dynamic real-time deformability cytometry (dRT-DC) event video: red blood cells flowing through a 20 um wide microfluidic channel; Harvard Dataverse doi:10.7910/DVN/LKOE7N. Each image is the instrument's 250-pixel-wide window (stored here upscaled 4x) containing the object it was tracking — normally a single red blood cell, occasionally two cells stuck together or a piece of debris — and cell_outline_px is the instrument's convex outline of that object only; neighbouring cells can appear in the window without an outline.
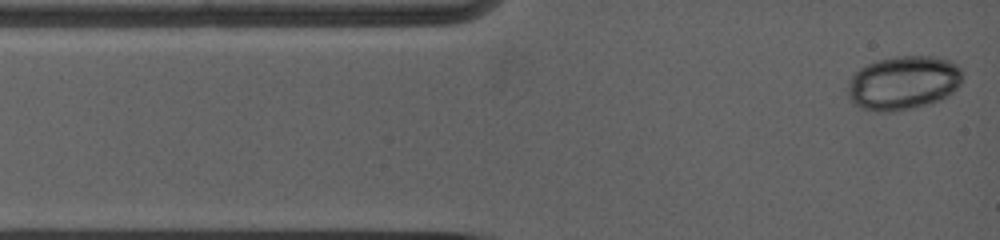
{"species": "common noctule bat (a hibernating species)", "species_latin": "Nyctalus noctula", "temperature_condition": "warm", "stored_images_in_passage": 15, "camera_frame_rate_fps": 5000, "um_per_image_px": 0.085, "animal": {"sex": "female", "body_mass_g": 19.0, "forearm_length_mm": 53.3}, "frame": {"image": 1, "passage_image": 1, "time_ms": 0.0, "image_size_px": [1000, 240], "cell_outline_px": [[960, 84], [948, 96], [932, 104], [916, 108], [896, 112], [876, 112], [860, 108], [852, 104], [848, 96], [848, 80], [860, 68], [876, 60], [896, 56], [936, 56], [952, 60], [960, 68]], "centroid_in_image_um": [76.76, 7.06], "position_along_channel_um": 8.2, "area_um2": 36.65}}
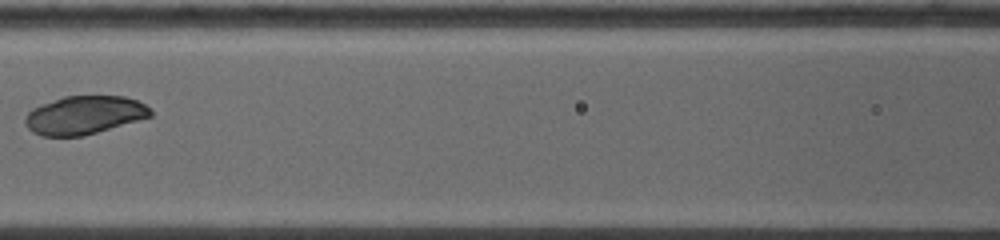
{"frame": {"image": 2, "passage_image": 8, "time_ms": 5.0, "image_size_px": [1000, 240], "cell_outline_px": [[152, 116], [96, 132], [80, 136], [40, 136], [32, 132], [24, 124], [24, 116], [32, 108], [40, 104], [64, 96], [124, 96], [136, 100], [152, 108]], "centroid_in_image_um": [7.12, 9.77], "position_along_channel_um": 159.5, "area_um2": 28.03}}
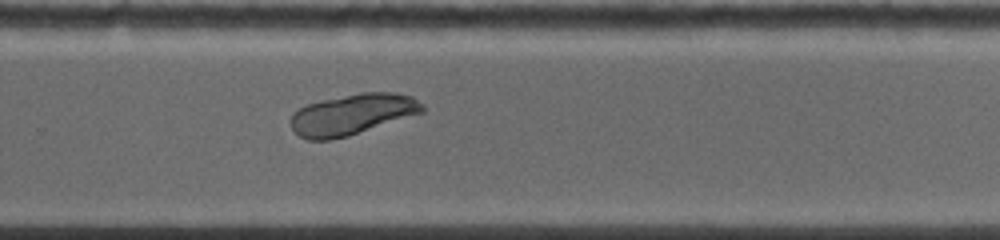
{"frame": {"image": 3, "passage_image": 15, "time_ms": 8.6, "image_size_px": [1000, 240], "cell_outline_px": [[424, 112], [348, 136], [328, 140], [308, 140], [300, 136], [288, 124], [288, 120], [292, 112], [308, 104], [324, 100], [360, 92], [396, 92], [412, 96], [424, 104]], "centroid_in_image_um": [29.94, 9.72], "position_along_channel_um": 299.9, "area_um2": 31.44}}